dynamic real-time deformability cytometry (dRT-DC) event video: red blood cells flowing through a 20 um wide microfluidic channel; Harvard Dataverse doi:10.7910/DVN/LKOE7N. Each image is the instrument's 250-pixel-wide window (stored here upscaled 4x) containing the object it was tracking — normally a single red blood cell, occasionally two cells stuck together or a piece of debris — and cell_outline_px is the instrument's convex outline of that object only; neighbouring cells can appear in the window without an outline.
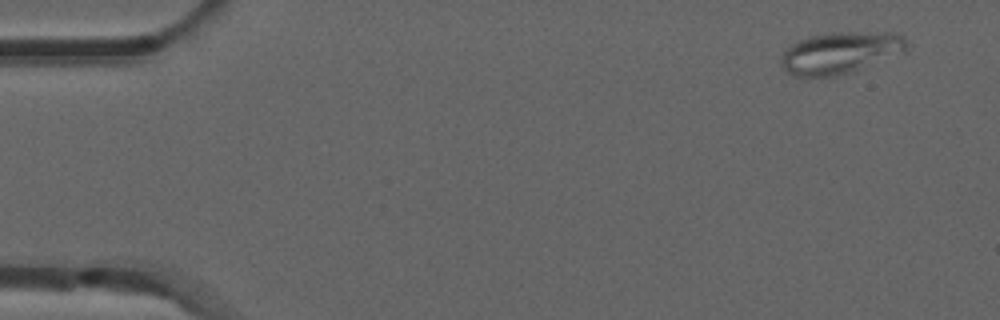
{"species": "common noctule bat (a hibernating species)", "species_latin": "Nyctalus noctula", "temperature_condition": "room temperature", "stored_images_in_passage": 4, "camera_frame_rate_fps": 3000, "um_per_image_px": 0.085, "animal": {"sex": "male", "forearm_length_mm": 52.5}, "frame": {"image": 1, "passage_image": 4, "time_ms": 1.0, "image_size_px": [1000, 320], "cell_outline_px": [[908, 44], [904, 52], [848, 72], [836, 76], [792, 76], [780, 64], [780, 60], [784, 48], [808, 36], [832, 32], [896, 32], [904, 36], [908, 40]], "centroid_in_image_um": [71.41, 4.45], "position_along_channel_um": 13.6, "area_um2": 30.52}}